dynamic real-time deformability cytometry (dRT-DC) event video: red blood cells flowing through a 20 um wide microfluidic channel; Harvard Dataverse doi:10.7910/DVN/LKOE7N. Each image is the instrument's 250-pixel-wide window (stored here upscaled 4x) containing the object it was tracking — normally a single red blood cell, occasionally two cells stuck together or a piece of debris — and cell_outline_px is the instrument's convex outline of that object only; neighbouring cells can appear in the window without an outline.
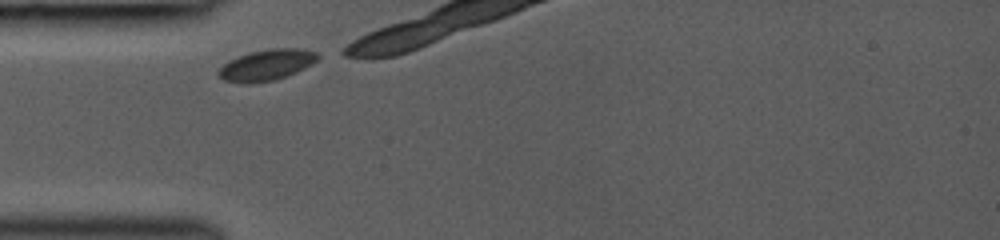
{"species": "common noctule bat (a hibernating species)", "species_latin": "Nyctalus noctula", "temperature_condition": "room temperature", "stored_images_in_passage": 4, "camera_frame_rate_fps": 3000, "um_per_image_px": 0.085, "animal": {"sex": "female", "body_mass_g": 19.0, "forearm_length_mm": 53.3}, "frame": {"image": 1, "passage_image": 1, "time_ms": 0.0, "image_size_px": [1000, 240], "cell_outline_px": [[320, 56], [312, 64], [288, 76], [272, 80], [252, 84], [244, 84], [224, 80], [216, 72], [228, 60], [248, 52], [272, 48], [300, 48], [316, 52]], "centroid_in_image_um": [22.65, 5.52], "position_along_channel_um": 62.4, "area_um2": 18.03}}